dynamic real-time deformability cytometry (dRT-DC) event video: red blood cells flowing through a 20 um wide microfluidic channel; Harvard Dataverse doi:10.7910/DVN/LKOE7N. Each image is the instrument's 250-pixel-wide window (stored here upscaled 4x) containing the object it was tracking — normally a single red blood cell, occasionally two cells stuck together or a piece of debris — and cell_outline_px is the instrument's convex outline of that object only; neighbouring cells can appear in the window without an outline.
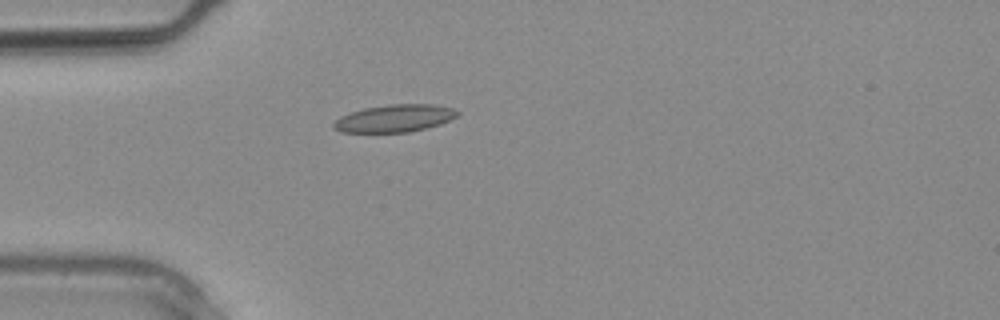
{"species": "common noctule bat (a hibernating species)", "species_latin": "Nyctalus noctula", "temperature_condition": "warm", "stored_images_in_passage": 2, "camera_frame_rate_fps": 3000, "um_per_image_px": 0.085, "animal": {"sex": "male", "body_mass_g": 20.4}, "frame": {"image": 1, "passage_image": 2, "time_ms": 0.333, "image_size_px": [1000, 320], "cell_outline_px": [[460, 112], [456, 116], [440, 124], [408, 132], [340, 132], [332, 128], [332, 124], [340, 116], [364, 108], [392, 104], [432, 104], [452, 108]], "centroid_in_image_um": [33.5, 10.06], "position_along_channel_um": 51.5, "area_um2": 19.59}}